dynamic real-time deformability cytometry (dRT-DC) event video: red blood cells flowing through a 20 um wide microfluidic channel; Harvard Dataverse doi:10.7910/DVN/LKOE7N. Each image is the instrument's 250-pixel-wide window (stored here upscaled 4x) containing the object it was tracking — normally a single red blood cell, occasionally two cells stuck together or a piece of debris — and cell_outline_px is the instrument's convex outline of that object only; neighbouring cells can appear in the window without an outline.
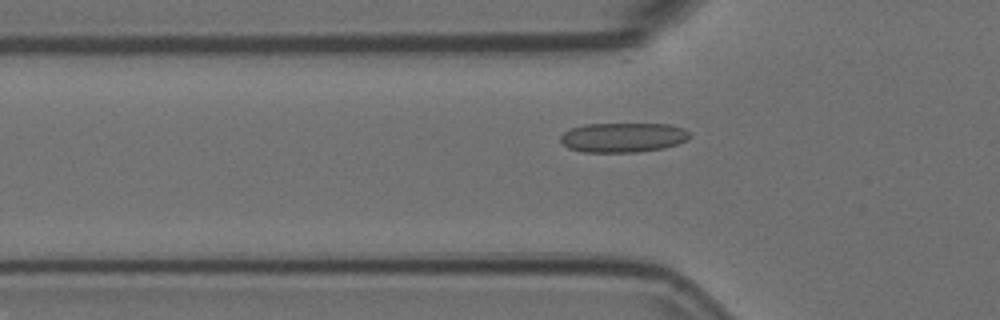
{"species": "Egyptian fruit bat (a non-hibernating species)", "species_latin": "Rousettus aegyptiacus", "temperature_condition": "room temperature", "stored_images_in_passage": 56, "camera_frame_rate_fps": 3000, "um_per_image_px": 0.085, "animal": {"sex": "female"}, "frame": {"image": 1, "passage_image": 18, "time_ms": 5.667, "image_size_px": [1000, 320], "cell_outline_px": [[692, 136], [688, 140], [664, 148], [636, 152], [584, 152], [568, 148], [560, 140], [560, 136], [564, 132], [572, 128], [584, 124], [672, 124], [684, 128], [692, 132]], "centroid_in_image_um": [53.01, 11.68], "position_along_channel_um": 72.8, "area_um2": 22.48}}
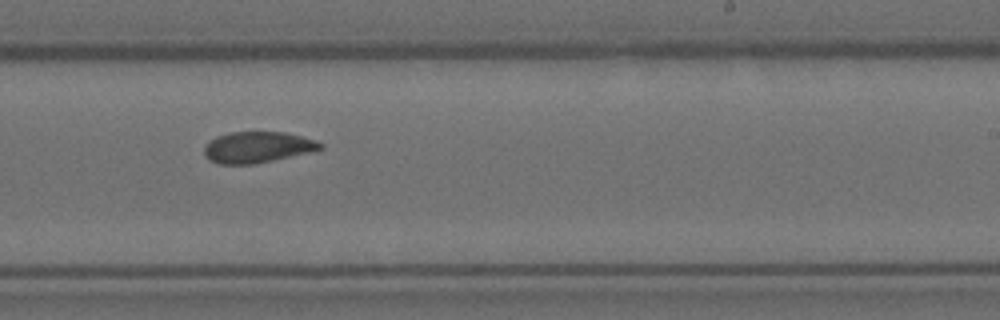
{"frame": {"image": 2, "passage_image": 34, "time_ms": 11.0, "image_size_px": [1000, 320], "cell_outline_px": [[324, 148], [308, 152], [272, 160], [252, 164], [220, 164], [208, 160], [204, 156], [204, 148], [216, 136], [228, 132], [284, 132], [316, 140], [324, 144]], "centroid_in_image_um": [21.86, 12.51], "position_along_channel_um": 267.1, "area_um2": 20.87}}
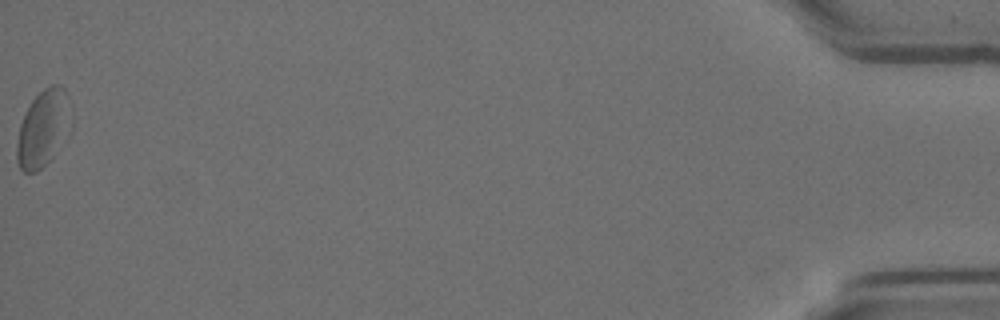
{"frame": {"image": 3, "passage_image": 56, "time_ms": 18.333, "image_size_px": [1000, 320], "cell_outline_px": [[72, 128], [52, 156], [36, 172], [24, 172], [20, 168], [16, 160], [16, 144], [20, 124], [32, 100], [44, 88], [52, 84], [60, 84], [68, 92], [72, 104]], "centroid_in_image_um": [3.72, 10.85], "position_along_channel_um": 431.5, "area_um2": 24.57}, "authors_computed_cell_mechanics": {"area_um2": 22.1085, "velocity_mm_per_s": 3.6321, "shape_relaxation_time_tau1_ms": null, "shape_relaxation_time_tau2_ms": 1.4125, "deformation_change_tau1": null, "deformation_change_tau2": 0.0463}}